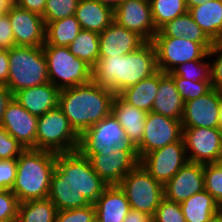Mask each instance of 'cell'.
I'll use <instances>...</instances> for the list:
<instances>
[{"label": "cell", "instance_id": "obj_1", "mask_svg": "<svg viewBox=\"0 0 222 222\" xmlns=\"http://www.w3.org/2000/svg\"><path fill=\"white\" fill-rule=\"evenodd\" d=\"M156 51L151 41L126 55L99 57L92 67V80L118 95L157 71Z\"/></svg>", "mask_w": 222, "mask_h": 222}, {"label": "cell", "instance_id": "obj_2", "mask_svg": "<svg viewBox=\"0 0 222 222\" xmlns=\"http://www.w3.org/2000/svg\"><path fill=\"white\" fill-rule=\"evenodd\" d=\"M116 94L97 85L93 80L86 84L61 89L58 107L68 118L69 124L80 136L112 112Z\"/></svg>", "mask_w": 222, "mask_h": 222}, {"label": "cell", "instance_id": "obj_3", "mask_svg": "<svg viewBox=\"0 0 222 222\" xmlns=\"http://www.w3.org/2000/svg\"><path fill=\"white\" fill-rule=\"evenodd\" d=\"M56 156L54 152L27 148L17 158L16 177L11 191L20 203L48 198Z\"/></svg>", "mask_w": 222, "mask_h": 222}, {"label": "cell", "instance_id": "obj_4", "mask_svg": "<svg viewBox=\"0 0 222 222\" xmlns=\"http://www.w3.org/2000/svg\"><path fill=\"white\" fill-rule=\"evenodd\" d=\"M50 185H71L91 204L108 186L93 170L89 159L78 150L57 154Z\"/></svg>", "mask_w": 222, "mask_h": 222}, {"label": "cell", "instance_id": "obj_5", "mask_svg": "<svg viewBox=\"0 0 222 222\" xmlns=\"http://www.w3.org/2000/svg\"><path fill=\"white\" fill-rule=\"evenodd\" d=\"M7 88L14 95L21 89L49 82L47 62L41 47L15 46L8 50Z\"/></svg>", "mask_w": 222, "mask_h": 222}, {"label": "cell", "instance_id": "obj_6", "mask_svg": "<svg viewBox=\"0 0 222 222\" xmlns=\"http://www.w3.org/2000/svg\"><path fill=\"white\" fill-rule=\"evenodd\" d=\"M78 147L79 135L58 106L38 117L35 149L58 154L77 151Z\"/></svg>", "mask_w": 222, "mask_h": 222}, {"label": "cell", "instance_id": "obj_7", "mask_svg": "<svg viewBox=\"0 0 222 222\" xmlns=\"http://www.w3.org/2000/svg\"><path fill=\"white\" fill-rule=\"evenodd\" d=\"M49 82L59 90L75 87L92 80V67L75 57L68 47L43 46Z\"/></svg>", "mask_w": 222, "mask_h": 222}, {"label": "cell", "instance_id": "obj_8", "mask_svg": "<svg viewBox=\"0 0 222 222\" xmlns=\"http://www.w3.org/2000/svg\"><path fill=\"white\" fill-rule=\"evenodd\" d=\"M118 185L132 209L152 217L164 198V185L156 181L141 164L131 170Z\"/></svg>", "mask_w": 222, "mask_h": 222}, {"label": "cell", "instance_id": "obj_9", "mask_svg": "<svg viewBox=\"0 0 222 222\" xmlns=\"http://www.w3.org/2000/svg\"><path fill=\"white\" fill-rule=\"evenodd\" d=\"M156 51L157 69L168 73L177 65L201 60L208 55V50L200 43L188 38L154 36L152 41Z\"/></svg>", "mask_w": 222, "mask_h": 222}, {"label": "cell", "instance_id": "obj_10", "mask_svg": "<svg viewBox=\"0 0 222 222\" xmlns=\"http://www.w3.org/2000/svg\"><path fill=\"white\" fill-rule=\"evenodd\" d=\"M123 144H127L125 131L111 113L79 136L78 151L82 155H107Z\"/></svg>", "mask_w": 222, "mask_h": 222}, {"label": "cell", "instance_id": "obj_11", "mask_svg": "<svg viewBox=\"0 0 222 222\" xmlns=\"http://www.w3.org/2000/svg\"><path fill=\"white\" fill-rule=\"evenodd\" d=\"M91 163L93 170L108 185H118L122 179L140 164L136 148L129 144L117 145L114 152L107 155H83Z\"/></svg>", "mask_w": 222, "mask_h": 222}, {"label": "cell", "instance_id": "obj_12", "mask_svg": "<svg viewBox=\"0 0 222 222\" xmlns=\"http://www.w3.org/2000/svg\"><path fill=\"white\" fill-rule=\"evenodd\" d=\"M189 162L209 164L222 158V130L220 128H183L182 136Z\"/></svg>", "mask_w": 222, "mask_h": 222}, {"label": "cell", "instance_id": "obj_13", "mask_svg": "<svg viewBox=\"0 0 222 222\" xmlns=\"http://www.w3.org/2000/svg\"><path fill=\"white\" fill-rule=\"evenodd\" d=\"M188 162L183 138L151 151L140 164L158 182L165 185Z\"/></svg>", "mask_w": 222, "mask_h": 222}, {"label": "cell", "instance_id": "obj_14", "mask_svg": "<svg viewBox=\"0 0 222 222\" xmlns=\"http://www.w3.org/2000/svg\"><path fill=\"white\" fill-rule=\"evenodd\" d=\"M182 136L183 127L180 120L148 112L145 119L143 139L136 147L139 159L151 151L180 141Z\"/></svg>", "mask_w": 222, "mask_h": 222}, {"label": "cell", "instance_id": "obj_15", "mask_svg": "<svg viewBox=\"0 0 222 222\" xmlns=\"http://www.w3.org/2000/svg\"><path fill=\"white\" fill-rule=\"evenodd\" d=\"M114 21L136 32L146 41H152L157 33L149 0H124L113 9Z\"/></svg>", "mask_w": 222, "mask_h": 222}, {"label": "cell", "instance_id": "obj_16", "mask_svg": "<svg viewBox=\"0 0 222 222\" xmlns=\"http://www.w3.org/2000/svg\"><path fill=\"white\" fill-rule=\"evenodd\" d=\"M15 45L41 47L45 44L46 24L43 17L14 4L7 12Z\"/></svg>", "mask_w": 222, "mask_h": 222}, {"label": "cell", "instance_id": "obj_17", "mask_svg": "<svg viewBox=\"0 0 222 222\" xmlns=\"http://www.w3.org/2000/svg\"><path fill=\"white\" fill-rule=\"evenodd\" d=\"M221 91L212 88L205 95L186 101L183 117V128H220L219 104Z\"/></svg>", "mask_w": 222, "mask_h": 222}, {"label": "cell", "instance_id": "obj_18", "mask_svg": "<svg viewBox=\"0 0 222 222\" xmlns=\"http://www.w3.org/2000/svg\"><path fill=\"white\" fill-rule=\"evenodd\" d=\"M38 116L29 113L14 98L4 111L2 127L25 149H35Z\"/></svg>", "mask_w": 222, "mask_h": 222}, {"label": "cell", "instance_id": "obj_19", "mask_svg": "<svg viewBox=\"0 0 222 222\" xmlns=\"http://www.w3.org/2000/svg\"><path fill=\"white\" fill-rule=\"evenodd\" d=\"M204 189L203 164L188 161L164 185V197L167 200L181 203Z\"/></svg>", "mask_w": 222, "mask_h": 222}, {"label": "cell", "instance_id": "obj_20", "mask_svg": "<svg viewBox=\"0 0 222 222\" xmlns=\"http://www.w3.org/2000/svg\"><path fill=\"white\" fill-rule=\"evenodd\" d=\"M146 42L136 32L113 21L99 34V57L123 56L138 50Z\"/></svg>", "mask_w": 222, "mask_h": 222}, {"label": "cell", "instance_id": "obj_21", "mask_svg": "<svg viewBox=\"0 0 222 222\" xmlns=\"http://www.w3.org/2000/svg\"><path fill=\"white\" fill-rule=\"evenodd\" d=\"M111 113L124 129L127 144L136 148L143 139L147 112L126 103L116 95L112 102Z\"/></svg>", "mask_w": 222, "mask_h": 222}, {"label": "cell", "instance_id": "obj_22", "mask_svg": "<svg viewBox=\"0 0 222 222\" xmlns=\"http://www.w3.org/2000/svg\"><path fill=\"white\" fill-rule=\"evenodd\" d=\"M59 92L56 86L48 82L21 89L13 95V98L29 113L39 117L58 106Z\"/></svg>", "mask_w": 222, "mask_h": 222}, {"label": "cell", "instance_id": "obj_23", "mask_svg": "<svg viewBox=\"0 0 222 222\" xmlns=\"http://www.w3.org/2000/svg\"><path fill=\"white\" fill-rule=\"evenodd\" d=\"M95 217L100 222H123L131 206L119 185H108L94 203Z\"/></svg>", "mask_w": 222, "mask_h": 222}, {"label": "cell", "instance_id": "obj_24", "mask_svg": "<svg viewBox=\"0 0 222 222\" xmlns=\"http://www.w3.org/2000/svg\"><path fill=\"white\" fill-rule=\"evenodd\" d=\"M185 102L176 88L173 78L159 70V87L153 102L152 112L182 120Z\"/></svg>", "mask_w": 222, "mask_h": 222}, {"label": "cell", "instance_id": "obj_25", "mask_svg": "<svg viewBox=\"0 0 222 222\" xmlns=\"http://www.w3.org/2000/svg\"><path fill=\"white\" fill-rule=\"evenodd\" d=\"M75 18L82 30L100 34L113 21V8L98 0H79Z\"/></svg>", "mask_w": 222, "mask_h": 222}, {"label": "cell", "instance_id": "obj_26", "mask_svg": "<svg viewBox=\"0 0 222 222\" xmlns=\"http://www.w3.org/2000/svg\"><path fill=\"white\" fill-rule=\"evenodd\" d=\"M188 12L213 42L222 39V0H209Z\"/></svg>", "mask_w": 222, "mask_h": 222}, {"label": "cell", "instance_id": "obj_27", "mask_svg": "<svg viewBox=\"0 0 222 222\" xmlns=\"http://www.w3.org/2000/svg\"><path fill=\"white\" fill-rule=\"evenodd\" d=\"M155 36H166L174 38H188L202 44L208 51L213 46V41L204 33V31L195 23L189 12L176 17L163 25Z\"/></svg>", "mask_w": 222, "mask_h": 222}, {"label": "cell", "instance_id": "obj_28", "mask_svg": "<svg viewBox=\"0 0 222 222\" xmlns=\"http://www.w3.org/2000/svg\"><path fill=\"white\" fill-rule=\"evenodd\" d=\"M159 87V70L140 82L125 88L118 95L128 104L138 109L152 112L153 102Z\"/></svg>", "mask_w": 222, "mask_h": 222}, {"label": "cell", "instance_id": "obj_29", "mask_svg": "<svg viewBox=\"0 0 222 222\" xmlns=\"http://www.w3.org/2000/svg\"><path fill=\"white\" fill-rule=\"evenodd\" d=\"M186 222H206L221 207L205 189L180 203Z\"/></svg>", "mask_w": 222, "mask_h": 222}, {"label": "cell", "instance_id": "obj_30", "mask_svg": "<svg viewBox=\"0 0 222 222\" xmlns=\"http://www.w3.org/2000/svg\"><path fill=\"white\" fill-rule=\"evenodd\" d=\"M46 24L43 46L68 47L82 30L74 15Z\"/></svg>", "mask_w": 222, "mask_h": 222}, {"label": "cell", "instance_id": "obj_31", "mask_svg": "<svg viewBox=\"0 0 222 222\" xmlns=\"http://www.w3.org/2000/svg\"><path fill=\"white\" fill-rule=\"evenodd\" d=\"M56 205L49 199L21 202L16 222H55Z\"/></svg>", "mask_w": 222, "mask_h": 222}, {"label": "cell", "instance_id": "obj_32", "mask_svg": "<svg viewBox=\"0 0 222 222\" xmlns=\"http://www.w3.org/2000/svg\"><path fill=\"white\" fill-rule=\"evenodd\" d=\"M70 52L93 67L99 59V34L81 30L76 39L68 46Z\"/></svg>", "mask_w": 222, "mask_h": 222}, {"label": "cell", "instance_id": "obj_33", "mask_svg": "<svg viewBox=\"0 0 222 222\" xmlns=\"http://www.w3.org/2000/svg\"><path fill=\"white\" fill-rule=\"evenodd\" d=\"M149 2L157 31L166 23L188 12L185 0H149Z\"/></svg>", "mask_w": 222, "mask_h": 222}, {"label": "cell", "instance_id": "obj_34", "mask_svg": "<svg viewBox=\"0 0 222 222\" xmlns=\"http://www.w3.org/2000/svg\"><path fill=\"white\" fill-rule=\"evenodd\" d=\"M48 198L58 211L81 208L91 203L71 185H50Z\"/></svg>", "mask_w": 222, "mask_h": 222}, {"label": "cell", "instance_id": "obj_35", "mask_svg": "<svg viewBox=\"0 0 222 222\" xmlns=\"http://www.w3.org/2000/svg\"><path fill=\"white\" fill-rule=\"evenodd\" d=\"M208 55L201 60H192L190 62L177 65L169 75H176L183 79L190 80L193 83L198 81H211V62Z\"/></svg>", "mask_w": 222, "mask_h": 222}, {"label": "cell", "instance_id": "obj_36", "mask_svg": "<svg viewBox=\"0 0 222 222\" xmlns=\"http://www.w3.org/2000/svg\"><path fill=\"white\" fill-rule=\"evenodd\" d=\"M204 187L222 208V164H203Z\"/></svg>", "mask_w": 222, "mask_h": 222}, {"label": "cell", "instance_id": "obj_37", "mask_svg": "<svg viewBox=\"0 0 222 222\" xmlns=\"http://www.w3.org/2000/svg\"><path fill=\"white\" fill-rule=\"evenodd\" d=\"M78 2L79 0H46L43 20L50 23L74 15Z\"/></svg>", "mask_w": 222, "mask_h": 222}, {"label": "cell", "instance_id": "obj_38", "mask_svg": "<svg viewBox=\"0 0 222 222\" xmlns=\"http://www.w3.org/2000/svg\"><path fill=\"white\" fill-rule=\"evenodd\" d=\"M175 82L176 88L180 96L186 101H190L201 97L212 89L211 81L192 82L176 75H170Z\"/></svg>", "mask_w": 222, "mask_h": 222}, {"label": "cell", "instance_id": "obj_39", "mask_svg": "<svg viewBox=\"0 0 222 222\" xmlns=\"http://www.w3.org/2000/svg\"><path fill=\"white\" fill-rule=\"evenodd\" d=\"M153 222H186L182 213L180 203L167 200L165 197L161 200L156 209Z\"/></svg>", "mask_w": 222, "mask_h": 222}, {"label": "cell", "instance_id": "obj_40", "mask_svg": "<svg viewBox=\"0 0 222 222\" xmlns=\"http://www.w3.org/2000/svg\"><path fill=\"white\" fill-rule=\"evenodd\" d=\"M19 204L11 190L0 189V222H16Z\"/></svg>", "mask_w": 222, "mask_h": 222}, {"label": "cell", "instance_id": "obj_41", "mask_svg": "<svg viewBox=\"0 0 222 222\" xmlns=\"http://www.w3.org/2000/svg\"><path fill=\"white\" fill-rule=\"evenodd\" d=\"M94 204L70 210L57 211L55 222H93L95 220Z\"/></svg>", "mask_w": 222, "mask_h": 222}, {"label": "cell", "instance_id": "obj_42", "mask_svg": "<svg viewBox=\"0 0 222 222\" xmlns=\"http://www.w3.org/2000/svg\"><path fill=\"white\" fill-rule=\"evenodd\" d=\"M208 57H210L211 60L214 58L211 62L212 88L222 92V39L214 41L213 46L208 51Z\"/></svg>", "mask_w": 222, "mask_h": 222}, {"label": "cell", "instance_id": "obj_43", "mask_svg": "<svg viewBox=\"0 0 222 222\" xmlns=\"http://www.w3.org/2000/svg\"><path fill=\"white\" fill-rule=\"evenodd\" d=\"M25 150L2 126L0 127V160L17 159Z\"/></svg>", "mask_w": 222, "mask_h": 222}, {"label": "cell", "instance_id": "obj_44", "mask_svg": "<svg viewBox=\"0 0 222 222\" xmlns=\"http://www.w3.org/2000/svg\"><path fill=\"white\" fill-rule=\"evenodd\" d=\"M17 171V159L0 160V189L11 190Z\"/></svg>", "mask_w": 222, "mask_h": 222}, {"label": "cell", "instance_id": "obj_45", "mask_svg": "<svg viewBox=\"0 0 222 222\" xmlns=\"http://www.w3.org/2000/svg\"><path fill=\"white\" fill-rule=\"evenodd\" d=\"M12 25L7 14L0 18V49L9 50L15 47Z\"/></svg>", "mask_w": 222, "mask_h": 222}, {"label": "cell", "instance_id": "obj_46", "mask_svg": "<svg viewBox=\"0 0 222 222\" xmlns=\"http://www.w3.org/2000/svg\"><path fill=\"white\" fill-rule=\"evenodd\" d=\"M14 4L42 16L46 0H14Z\"/></svg>", "mask_w": 222, "mask_h": 222}, {"label": "cell", "instance_id": "obj_47", "mask_svg": "<svg viewBox=\"0 0 222 222\" xmlns=\"http://www.w3.org/2000/svg\"><path fill=\"white\" fill-rule=\"evenodd\" d=\"M9 76L8 50L0 49V85L7 83Z\"/></svg>", "mask_w": 222, "mask_h": 222}, {"label": "cell", "instance_id": "obj_48", "mask_svg": "<svg viewBox=\"0 0 222 222\" xmlns=\"http://www.w3.org/2000/svg\"><path fill=\"white\" fill-rule=\"evenodd\" d=\"M12 98L13 94L7 88V86L0 85V127L2 126V120L6 106L12 100Z\"/></svg>", "mask_w": 222, "mask_h": 222}, {"label": "cell", "instance_id": "obj_49", "mask_svg": "<svg viewBox=\"0 0 222 222\" xmlns=\"http://www.w3.org/2000/svg\"><path fill=\"white\" fill-rule=\"evenodd\" d=\"M123 222H152V216L131 208L123 219Z\"/></svg>", "mask_w": 222, "mask_h": 222}, {"label": "cell", "instance_id": "obj_50", "mask_svg": "<svg viewBox=\"0 0 222 222\" xmlns=\"http://www.w3.org/2000/svg\"><path fill=\"white\" fill-rule=\"evenodd\" d=\"M14 5V0H0V18L7 14L10 8Z\"/></svg>", "mask_w": 222, "mask_h": 222}, {"label": "cell", "instance_id": "obj_51", "mask_svg": "<svg viewBox=\"0 0 222 222\" xmlns=\"http://www.w3.org/2000/svg\"><path fill=\"white\" fill-rule=\"evenodd\" d=\"M207 1L209 0H185V3H186L187 8H192L195 6H199Z\"/></svg>", "mask_w": 222, "mask_h": 222}, {"label": "cell", "instance_id": "obj_52", "mask_svg": "<svg viewBox=\"0 0 222 222\" xmlns=\"http://www.w3.org/2000/svg\"><path fill=\"white\" fill-rule=\"evenodd\" d=\"M206 222H222V208Z\"/></svg>", "mask_w": 222, "mask_h": 222}, {"label": "cell", "instance_id": "obj_53", "mask_svg": "<svg viewBox=\"0 0 222 222\" xmlns=\"http://www.w3.org/2000/svg\"><path fill=\"white\" fill-rule=\"evenodd\" d=\"M104 4H107L109 6H111L113 9L118 6L121 2H123L124 0H98Z\"/></svg>", "mask_w": 222, "mask_h": 222}, {"label": "cell", "instance_id": "obj_54", "mask_svg": "<svg viewBox=\"0 0 222 222\" xmlns=\"http://www.w3.org/2000/svg\"><path fill=\"white\" fill-rule=\"evenodd\" d=\"M219 121H220V129L222 130V92H221V99L219 104Z\"/></svg>", "mask_w": 222, "mask_h": 222}]
</instances>
